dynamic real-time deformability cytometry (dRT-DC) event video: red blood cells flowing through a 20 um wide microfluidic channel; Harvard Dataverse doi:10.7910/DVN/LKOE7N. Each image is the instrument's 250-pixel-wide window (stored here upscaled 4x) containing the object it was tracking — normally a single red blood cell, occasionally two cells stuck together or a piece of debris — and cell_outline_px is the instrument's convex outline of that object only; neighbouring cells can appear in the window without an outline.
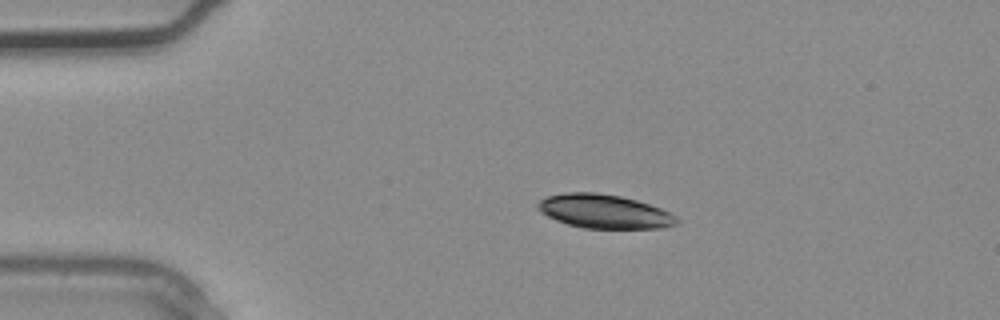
{"species": "common noctule bat (a hibernating species)", "species_latin": "Nyctalus noctula", "temperature_condition": "warm", "stored_images_in_passage": 2, "camera_frame_rate_fps": 3000, "um_per_image_px": 0.085, "animal": {"sex": "male", "body_mass_g": 20.4}, "frame": {"image": 1, "passage_image": 1, "time_ms": 0.0, "image_size_px": [1000, 320], "cell_outline_px": [[680, 220], [676, 224], [664, 228], [584, 228], [568, 224], [556, 220], [540, 212], [536, 208], [536, 204], [540, 200], [548, 196], [564, 192], [596, 192], [620, 196], [636, 200], [660, 208], [676, 216]], "centroid_in_image_um": [51.34, 17.97], "position_along_channel_um": 33.7, "area_um2": 27.4}}
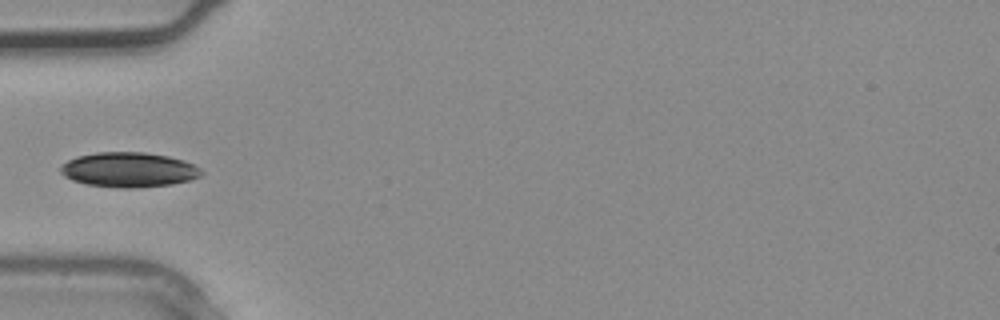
{"frame": {"image": 2, "passage_image": 2, "time_ms": 0.333, "image_size_px": [1000, 320], "cell_outline_px": [[204, 172], [200, 176], [192, 180], [172, 184], [136, 188], [124, 188], [88, 184], [72, 180], [64, 176], [60, 172], [60, 168], [68, 160], [76, 156], [96, 152], [144, 152], [168, 156], [184, 160], [200, 168]], "centroid_in_image_um": [10.97, 14.42], "position_along_channel_um": 74.0, "area_um2": 28.61}}